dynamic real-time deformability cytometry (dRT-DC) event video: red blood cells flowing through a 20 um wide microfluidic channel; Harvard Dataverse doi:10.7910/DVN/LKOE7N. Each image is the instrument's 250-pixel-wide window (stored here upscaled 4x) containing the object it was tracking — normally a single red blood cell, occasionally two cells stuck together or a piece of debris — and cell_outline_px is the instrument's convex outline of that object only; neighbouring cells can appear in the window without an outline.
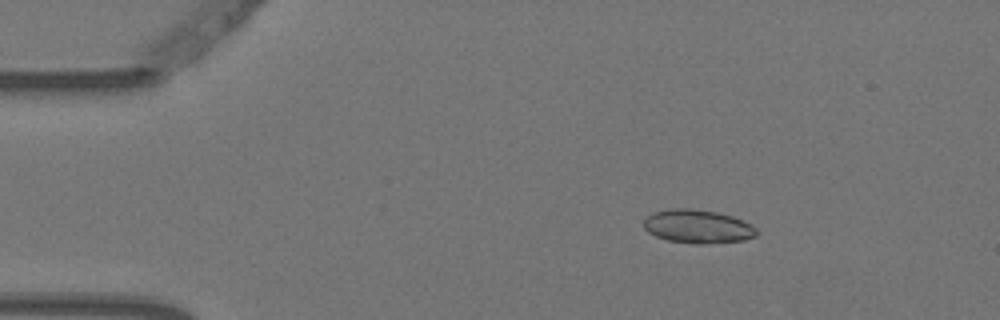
{"species": "Egyptian fruit bat (a non-hibernating species)", "species_latin": "Rousettus aegyptiacus", "temperature_condition": "warm", "stored_images_in_passage": 4, "camera_frame_rate_fps": 3000, "um_per_image_px": 0.085, "animal": {"sex": "female"}, "frame": {"image": 1, "passage_image": 2, "time_ms": 0.333, "image_size_px": [1000, 320], "cell_outline_px": [[760, 232], [756, 236], [744, 240], [704, 244], [696, 244], [668, 240], [656, 236], [648, 232], [644, 228], [644, 220], [652, 212], [672, 208], [692, 208], [716, 212], [732, 216], [752, 224]], "centroid_in_image_um": [59.33, 19.25], "position_along_channel_um": 25.7, "area_um2": 22.2}}